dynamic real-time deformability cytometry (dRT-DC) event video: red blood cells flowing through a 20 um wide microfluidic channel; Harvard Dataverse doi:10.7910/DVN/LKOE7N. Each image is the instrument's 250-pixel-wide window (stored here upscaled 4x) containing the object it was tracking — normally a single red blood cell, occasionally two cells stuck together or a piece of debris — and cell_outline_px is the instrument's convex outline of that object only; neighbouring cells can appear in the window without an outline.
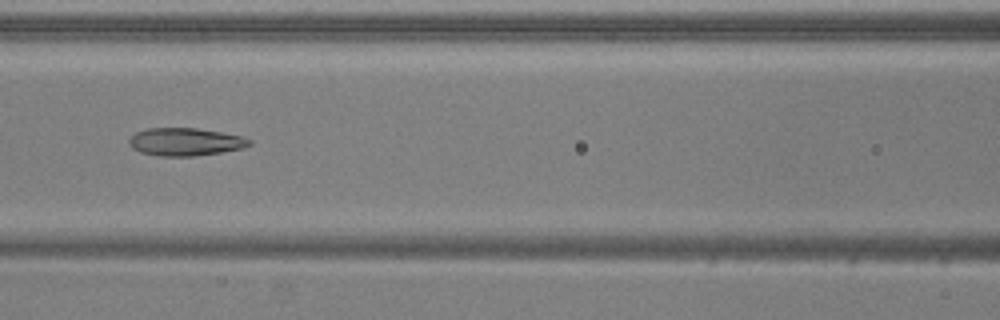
{"species": "common noctule bat (a hibernating species)", "species_latin": "Nyctalus noctula", "temperature_condition": "warm", "stored_images_in_passage": 38, "camera_frame_rate_fps": 3000, "um_per_image_px": 0.085, "animal": {"sex": "male", "body_mass_g": 20.5, "forearm_length_mm": 52.5}, "frame": {"image": 1, "passage_image": 9, "time_ms": 2.667, "image_size_px": [1000, 320], "cell_outline_px": [[252, 144], [240, 148], [220, 152], [192, 156], [160, 156], [140, 152], [132, 148], [128, 144], [128, 140], [136, 132], [148, 128], [196, 128], [220, 132], [240, 136], [252, 140]], "centroid_in_image_um": [15.71, 12.05], "position_along_channel_um": 150.9, "area_um2": 19.31}}
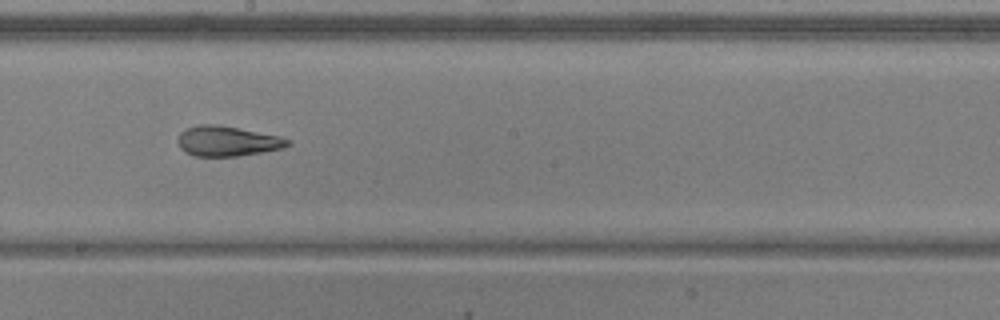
{"frame": {"image": 2, "passage_image": 15, "time_ms": 4.667, "image_size_px": [1000, 320], "cell_outline_px": [[292, 144], [284, 148], [236, 156], [196, 156], [184, 152], [180, 148], [176, 140], [180, 132], [184, 128], [200, 124], [216, 124], [280, 136], [292, 140]], "centroid_in_image_um": [19.3, 11.99], "position_along_channel_um": 228.9, "area_um2": 19.42}}
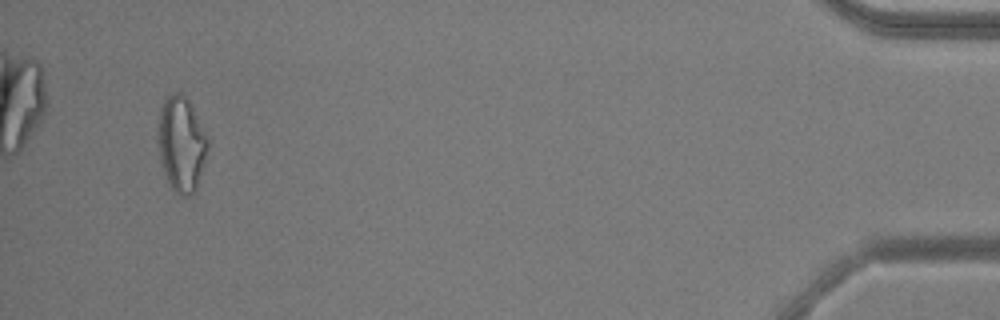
{"frame": {"image": 3, "passage_image": 36, "time_ms": 11.667, "image_size_px": [1000, 320], "cell_outline_px": [[208, 148], [196, 192], [188, 196], [176, 196], [160, 164], [156, 128], [160, 108], [168, 92], [180, 92], [188, 100], [208, 140]], "centroid_in_image_um": [15.37, 12.26], "position_along_channel_um": 419.8, "area_um2": 27.92}, "authors_computed_cell_mechanics": {"area_um2": 20.6924, "velocity_mm_per_s": 3.9088, "shape_relaxation_time_tau1_ms": null, "shape_relaxation_time_tau2_ms": 2.7347, "deformation_change_tau1": null, "deformation_change_tau2": 0.1185}}